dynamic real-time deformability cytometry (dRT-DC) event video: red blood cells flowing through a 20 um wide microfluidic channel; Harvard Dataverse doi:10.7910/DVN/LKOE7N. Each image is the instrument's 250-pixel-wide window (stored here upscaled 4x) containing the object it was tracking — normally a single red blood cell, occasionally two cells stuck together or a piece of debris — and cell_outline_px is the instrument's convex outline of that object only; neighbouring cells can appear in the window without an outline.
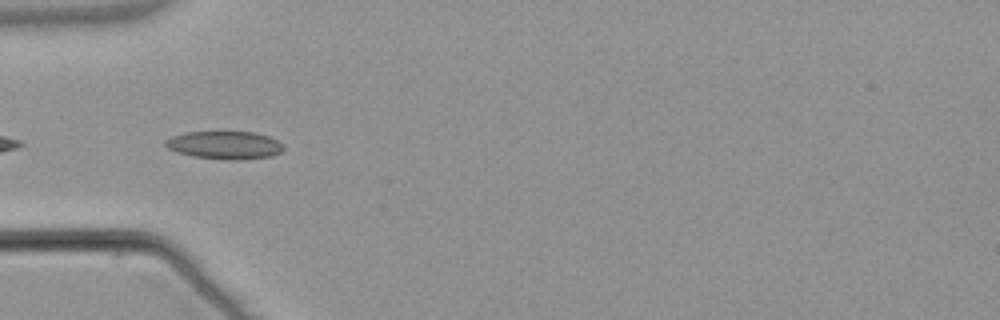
{"species": "common noctule bat (a hibernating species)", "species_latin": "Nyctalus noctula", "temperature_condition": "warm", "stored_images_in_passage": 6, "camera_frame_rate_fps": 3000, "um_per_image_px": 0.085, "animal": {"sex": "male", "body_mass_g": 21.5, "forearm_length_mm": 52.0}, "frame": {"image": 1, "passage_image": 2, "time_ms": 0.333, "image_size_px": [1000, 320], "cell_outline_px": [[284, 148], [280, 152], [272, 156], [240, 160], [228, 160], [192, 156], [176, 152], [168, 148], [164, 144], [164, 140], [172, 136], [188, 132], [256, 132], [268, 136], [276, 140]], "centroid_in_image_um": [19.07, 12.34], "position_along_channel_um": 65.9, "area_um2": 19.19}}